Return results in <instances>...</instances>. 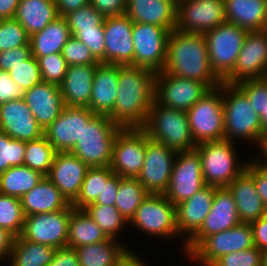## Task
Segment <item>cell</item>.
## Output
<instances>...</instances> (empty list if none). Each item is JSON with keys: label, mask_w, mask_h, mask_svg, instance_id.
<instances>
[{"label": "cell", "mask_w": 267, "mask_h": 266, "mask_svg": "<svg viewBox=\"0 0 267 266\" xmlns=\"http://www.w3.org/2000/svg\"><path fill=\"white\" fill-rule=\"evenodd\" d=\"M71 36L66 18L59 16L43 30L30 36L31 55L34 57H44L61 53Z\"/></svg>", "instance_id": "1f68e13d"}, {"label": "cell", "mask_w": 267, "mask_h": 266, "mask_svg": "<svg viewBox=\"0 0 267 266\" xmlns=\"http://www.w3.org/2000/svg\"><path fill=\"white\" fill-rule=\"evenodd\" d=\"M62 56L66 60L68 66L70 65H98L100 62L93 56L91 50L79 41L75 36H71L70 39L64 45Z\"/></svg>", "instance_id": "681fc988"}, {"label": "cell", "mask_w": 267, "mask_h": 266, "mask_svg": "<svg viewBox=\"0 0 267 266\" xmlns=\"http://www.w3.org/2000/svg\"><path fill=\"white\" fill-rule=\"evenodd\" d=\"M170 31L152 24L133 22L134 61L130 66L162 72L167 60V39Z\"/></svg>", "instance_id": "9c48e42d"}, {"label": "cell", "mask_w": 267, "mask_h": 266, "mask_svg": "<svg viewBox=\"0 0 267 266\" xmlns=\"http://www.w3.org/2000/svg\"><path fill=\"white\" fill-rule=\"evenodd\" d=\"M59 16L67 14L90 4V0H54Z\"/></svg>", "instance_id": "94428289"}, {"label": "cell", "mask_w": 267, "mask_h": 266, "mask_svg": "<svg viewBox=\"0 0 267 266\" xmlns=\"http://www.w3.org/2000/svg\"><path fill=\"white\" fill-rule=\"evenodd\" d=\"M205 186L198 152H177L170 183L164 195L176 206Z\"/></svg>", "instance_id": "e0dca14e"}, {"label": "cell", "mask_w": 267, "mask_h": 266, "mask_svg": "<svg viewBox=\"0 0 267 266\" xmlns=\"http://www.w3.org/2000/svg\"><path fill=\"white\" fill-rule=\"evenodd\" d=\"M264 31L267 33V23H266V26H265V30Z\"/></svg>", "instance_id": "8c879c8a"}, {"label": "cell", "mask_w": 267, "mask_h": 266, "mask_svg": "<svg viewBox=\"0 0 267 266\" xmlns=\"http://www.w3.org/2000/svg\"><path fill=\"white\" fill-rule=\"evenodd\" d=\"M55 154L54 147L45 136L37 140L27 141L24 165L47 176L53 164Z\"/></svg>", "instance_id": "ab89813d"}, {"label": "cell", "mask_w": 267, "mask_h": 266, "mask_svg": "<svg viewBox=\"0 0 267 266\" xmlns=\"http://www.w3.org/2000/svg\"><path fill=\"white\" fill-rule=\"evenodd\" d=\"M227 188L234 198L241 222L251 223L266 215V208L256 191L254 180L246 171L236 177Z\"/></svg>", "instance_id": "f1b7e54d"}, {"label": "cell", "mask_w": 267, "mask_h": 266, "mask_svg": "<svg viewBox=\"0 0 267 266\" xmlns=\"http://www.w3.org/2000/svg\"><path fill=\"white\" fill-rule=\"evenodd\" d=\"M44 175L26 165L10 167L0 173V193L19 199L35 187Z\"/></svg>", "instance_id": "8d00e7d4"}, {"label": "cell", "mask_w": 267, "mask_h": 266, "mask_svg": "<svg viewBox=\"0 0 267 266\" xmlns=\"http://www.w3.org/2000/svg\"><path fill=\"white\" fill-rule=\"evenodd\" d=\"M177 4L173 0H127L126 15L137 23L176 28Z\"/></svg>", "instance_id": "4316f807"}, {"label": "cell", "mask_w": 267, "mask_h": 266, "mask_svg": "<svg viewBox=\"0 0 267 266\" xmlns=\"http://www.w3.org/2000/svg\"><path fill=\"white\" fill-rule=\"evenodd\" d=\"M245 171L253 178L256 191L267 209V172L256 162H247Z\"/></svg>", "instance_id": "db71d44e"}, {"label": "cell", "mask_w": 267, "mask_h": 266, "mask_svg": "<svg viewBox=\"0 0 267 266\" xmlns=\"http://www.w3.org/2000/svg\"><path fill=\"white\" fill-rule=\"evenodd\" d=\"M119 187V176L117 174H113L108 180L106 185L94 204L96 205H107V206H114L115 201L117 199Z\"/></svg>", "instance_id": "6f0895ef"}, {"label": "cell", "mask_w": 267, "mask_h": 266, "mask_svg": "<svg viewBox=\"0 0 267 266\" xmlns=\"http://www.w3.org/2000/svg\"><path fill=\"white\" fill-rule=\"evenodd\" d=\"M38 60L42 81L60 86L64 80L68 65L61 53L44 57H35Z\"/></svg>", "instance_id": "7dc6e473"}, {"label": "cell", "mask_w": 267, "mask_h": 266, "mask_svg": "<svg viewBox=\"0 0 267 266\" xmlns=\"http://www.w3.org/2000/svg\"><path fill=\"white\" fill-rule=\"evenodd\" d=\"M24 91L12 81L9 72L0 70V104L23 99Z\"/></svg>", "instance_id": "11a10c76"}, {"label": "cell", "mask_w": 267, "mask_h": 266, "mask_svg": "<svg viewBox=\"0 0 267 266\" xmlns=\"http://www.w3.org/2000/svg\"><path fill=\"white\" fill-rule=\"evenodd\" d=\"M195 150L201 160L205 185L227 187L246 169L247 163H237L233 142L229 140L202 142L196 145Z\"/></svg>", "instance_id": "8992f818"}, {"label": "cell", "mask_w": 267, "mask_h": 266, "mask_svg": "<svg viewBox=\"0 0 267 266\" xmlns=\"http://www.w3.org/2000/svg\"><path fill=\"white\" fill-rule=\"evenodd\" d=\"M261 266H267V252H265L263 255Z\"/></svg>", "instance_id": "a7ac6f4b"}, {"label": "cell", "mask_w": 267, "mask_h": 266, "mask_svg": "<svg viewBox=\"0 0 267 266\" xmlns=\"http://www.w3.org/2000/svg\"><path fill=\"white\" fill-rule=\"evenodd\" d=\"M59 17L54 0H20L14 18L31 36Z\"/></svg>", "instance_id": "d6a6232c"}, {"label": "cell", "mask_w": 267, "mask_h": 266, "mask_svg": "<svg viewBox=\"0 0 267 266\" xmlns=\"http://www.w3.org/2000/svg\"><path fill=\"white\" fill-rule=\"evenodd\" d=\"M96 66L97 65L68 66L64 80L60 85L65 106H89Z\"/></svg>", "instance_id": "83f0119b"}, {"label": "cell", "mask_w": 267, "mask_h": 266, "mask_svg": "<svg viewBox=\"0 0 267 266\" xmlns=\"http://www.w3.org/2000/svg\"><path fill=\"white\" fill-rule=\"evenodd\" d=\"M20 0H0V18H14Z\"/></svg>", "instance_id": "be15d7a7"}, {"label": "cell", "mask_w": 267, "mask_h": 266, "mask_svg": "<svg viewBox=\"0 0 267 266\" xmlns=\"http://www.w3.org/2000/svg\"><path fill=\"white\" fill-rule=\"evenodd\" d=\"M12 81L23 91L34 87L42 81L38 60L30 55L9 71Z\"/></svg>", "instance_id": "bcb514c9"}, {"label": "cell", "mask_w": 267, "mask_h": 266, "mask_svg": "<svg viewBox=\"0 0 267 266\" xmlns=\"http://www.w3.org/2000/svg\"><path fill=\"white\" fill-rule=\"evenodd\" d=\"M226 22L248 31L265 30L267 0H224Z\"/></svg>", "instance_id": "4dcf8cb0"}, {"label": "cell", "mask_w": 267, "mask_h": 266, "mask_svg": "<svg viewBox=\"0 0 267 266\" xmlns=\"http://www.w3.org/2000/svg\"><path fill=\"white\" fill-rule=\"evenodd\" d=\"M14 238L6 229L0 227V260L3 257L9 258Z\"/></svg>", "instance_id": "6125c7cd"}, {"label": "cell", "mask_w": 267, "mask_h": 266, "mask_svg": "<svg viewBox=\"0 0 267 266\" xmlns=\"http://www.w3.org/2000/svg\"><path fill=\"white\" fill-rule=\"evenodd\" d=\"M259 117L262 126V145H263L265 137L267 136V108Z\"/></svg>", "instance_id": "03108f58"}, {"label": "cell", "mask_w": 267, "mask_h": 266, "mask_svg": "<svg viewBox=\"0 0 267 266\" xmlns=\"http://www.w3.org/2000/svg\"><path fill=\"white\" fill-rule=\"evenodd\" d=\"M264 252L252 247L231 252L216 259L210 266H261Z\"/></svg>", "instance_id": "f907efd6"}, {"label": "cell", "mask_w": 267, "mask_h": 266, "mask_svg": "<svg viewBox=\"0 0 267 266\" xmlns=\"http://www.w3.org/2000/svg\"><path fill=\"white\" fill-rule=\"evenodd\" d=\"M80 266H116L129 251L115 239L75 248Z\"/></svg>", "instance_id": "836d02e7"}, {"label": "cell", "mask_w": 267, "mask_h": 266, "mask_svg": "<svg viewBox=\"0 0 267 266\" xmlns=\"http://www.w3.org/2000/svg\"><path fill=\"white\" fill-rule=\"evenodd\" d=\"M123 129L109 116L94 115L83 126L80 140L70 151L89 167L110 166L113 145L118 133Z\"/></svg>", "instance_id": "5b68a950"}, {"label": "cell", "mask_w": 267, "mask_h": 266, "mask_svg": "<svg viewBox=\"0 0 267 266\" xmlns=\"http://www.w3.org/2000/svg\"><path fill=\"white\" fill-rule=\"evenodd\" d=\"M95 114L88 107L65 106L57 119L44 131L56 152H70L80 140L83 126Z\"/></svg>", "instance_id": "ffe728a7"}, {"label": "cell", "mask_w": 267, "mask_h": 266, "mask_svg": "<svg viewBox=\"0 0 267 266\" xmlns=\"http://www.w3.org/2000/svg\"><path fill=\"white\" fill-rule=\"evenodd\" d=\"M145 151L146 132L142 128H123L113 145L110 169L120 177L137 178Z\"/></svg>", "instance_id": "9a60e30c"}, {"label": "cell", "mask_w": 267, "mask_h": 266, "mask_svg": "<svg viewBox=\"0 0 267 266\" xmlns=\"http://www.w3.org/2000/svg\"><path fill=\"white\" fill-rule=\"evenodd\" d=\"M247 33L230 22L204 33L211 68L221 81L233 70Z\"/></svg>", "instance_id": "52a82bcc"}, {"label": "cell", "mask_w": 267, "mask_h": 266, "mask_svg": "<svg viewBox=\"0 0 267 266\" xmlns=\"http://www.w3.org/2000/svg\"><path fill=\"white\" fill-rule=\"evenodd\" d=\"M267 77V33L248 31L236 64L231 73L222 81L236 85L244 80Z\"/></svg>", "instance_id": "5bb4252c"}, {"label": "cell", "mask_w": 267, "mask_h": 266, "mask_svg": "<svg viewBox=\"0 0 267 266\" xmlns=\"http://www.w3.org/2000/svg\"><path fill=\"white\" fill-rule=\"evenodd\" d=\"M211 88L202 82L158 72L154 100L163 106L187 112Z\"/></svg>", "instance_id": "8fae6325"}, {"label": "cell", "mask_w": 267, "mask_h": 266, "mask_svg": "<svg viewBox=\"0 0 267 266\" xmlns=\"http://www.w3.org/2000/svg\"><path fill=\"white\" fill-rule=\"evenodd\" d=\"M65 18L72 36L82 30H104L105 17L91 4L67 14Z\"/></svg>", "instance_id": "7bdbcfd3"}, {"label": "cell", "mask_w": 267, "mask_h": 266, "mask_svg": "<svg viewBox=\"0 0 267 266\" xmlns=\"http://www.w3.org/2000/svg\"><path fill=\"white\" fill-rule=\"evenodd\" d=\"M0 130L11 138L24 142L44 136L43 129L38 125L24 99L0 104Z\"/></svg>", "instance_id": "603a6c76"}, {"label": "cell", "mask_w": 267, "mask_h": 266, "mask_svg": "<svg viewBox=\"0 0 267 266\" xmlns=\"http://www.w3.org/2000/svg\"><path fill=\"white\" fill-rule=\"evenodd\" d=\"M225 22L224 0H184L177 4V30L204 34Z\"/></svg>", "instance_id": "ac0fdd59"}, {"label": "cell", "mask_w": 267, "mask_h": 266, "mask_svg": "<svg viewBox=\"0 0 267 266\" xmlns=\"http://www.w3.org/2000/svg\"><path fill=\"white\" fill-rule=\"evenodd\" d=\"M142 129L156 142L166 145L175 152L194 150L187 113L158 104L155 100Z\"/></svg>", "instance_id": "3957f363"}, {"label": "cell", "mask_w": 267, "mask_h": 266, "mask_svg": "<svg viewBox=\"0 0 267 266\" xmlns=\"http://www.w3.org/2000/svg\"><path fill=\"white\" fill-rule=\"evenodd\" d=\"M23 99L43 131L57 119L65 107L60 86L44 81L25 90Z\"/></svg>", "instance_id": "cb8c5ba5"}, {"label": "cell", "mask_w": 267, "mask_h": 266, "mask_svg": "<svg viewBox=\"0 0 267 266\" xmlns=\"http://www.w3.org/2000/svg\"><path fill=\"white\" fill-rule=\"evenodd\" d=\"M119 65L99 63L93 77L88 108L95 115L110 116L118 93Z\"/></svg>", "instance_id": "484cf974"}, {"label": "cell", "mask_w": 267, "mask_h": 266, "mask_svg": "<svg viewBox=\"0 0 267 266\" xmlns=\"http://www.w3.org/2000/svg\"><path fill=\"white\" fill-rule=\"evenodd\" d=\"M31 55L30 45L0 51V70L9 72Z\"/></svg>", "instance_id": "f5cc1de1"}, {"label": "cell", "mask_w": 267, "mask_h": 266, "mask_svg": "<svg viewBox=\"0 0 267 266\" xmlns=\"http://www.w3.org/2000/svg\"><path fill=\"white\" fill-rule=\"evenodd\" d=\"M26 142L13 139L0 130V173L24 165Z\"/></svg>", "instance_id": "ee69618b"}, {"label": "cell", "mask_w": 267, "mask_h": 266, "mask_svg": "<svg viewBox=\"0 0 267 266\" xmlns=\"http://www.w3.org/2000/svg\"><path fill=\"white\" fill-rule=\"evenodd\" d=\"M129 223L158 237H174L178 234L176 206L164 194L149 193Z\"/></svg>", "instance_id": "4fadbf2b"}, {"label": "cell", "mask_w": 267, "mask_h": 266, "mask_svg": "<svg viewBox=\"0 0 267 266\" xmlns=\"http://www.w3.org/2000/svg\"><path fill=\"white\" fill-rule=\"evenodd\" d=\"M108 237L83 209H73L69 220L67 246H79L100 243Z\"/></svg>", "instance_id": "d590c367"}, {"label": "cell", "mask_w": 267, "mask_h": 266, "mask_svg": "<svg viewBox=\"0 0 267 266\" xmlns=\"http://www.w3.org/2000/svg\"><path fill=\"white\" fill-rule=\"evenodd\" d=\"M133 21L126 15L104 19L105 63L131 65L134 61Z\"/></svg>", "instance_id": "44dd1931"}, {"label": "cell", "mask_w": 267, "mask_h": 266, "mask_svg": "<svg viewBox=\"0 0 267 266\" xmlns=\"http://www.w3.org/2000/svg\"><path fill=\"white\" fill-rule=\"evenodd\" d=\"M254 247L250 223L241 222L229 230L206 237L188 256L204 266H210L219 257Z\"/></svg>", "instance_id": "30bf717a"}, {"label": "cell", "mask_w": 267, "mask_h": 266, "mask_svg": "<svg viewBox=\"0 0 267 266\" xmlns=\"http://www.w3.org/2000/svg\"><path fill=\"white\" fill-rule=\"evenodd\" d=\"M149 192L139 183L137 178L120 177L117 199L114 206L130 222L136 210L148 196Z\"/></svg>", "instance_id": "74e56055"}, {"label": "cell", "mask_w": 267, "mask_h": 266, "mask_svg": "<svg viewBox=\"0 0 267 266\" xmlns=\"http://www.w3.org/2000/svg\"><path fill=\"white\" fill-rule=\"evenodd\" d=\"M83 210L102 229L108 238L116 239L117 233L126 224L125 218L115 206L96 205L91 203Z\"/></svg>", "instance_id": "60d3db41"}, {"label": "cell", "mask_w": 267, "mask_h": 266, "mask_svg": "<svg viewBox=\"0 0 267 266\" xmlns=\"http://www.w3.org/2000/svg\"><path fill=\"white\" fill-rule=\"evenodd\" d=\"M177 152L151 140L146 134V151L143 167L137 179L151 194H164L169 186Z\"/></svg>", "instance_id": "2e32d148"}, {"label": "cell", "mask_w": 267, "mask_h": 266, "mask_svg": "<svg viewBox=\"0 0 267 266\" xmlns=\"http://www.w3.org/2000/svg\"><path fill=\"white\" fill-rule=\"evenodd\" d=\"M155 75L142 67L119 65L118 93L109 116L123 128H142L154 101Z\"/></svg>", "instance_id": "6da1fadb"}, {"label": "cell", "mask_w": 267, "mask_h": 266, "mask_svg": "<svg viewBox=\"0 0 267 266\" xmlns=\"http://www.w3.org/2000/svg\"><path fill=\"white\" fill-rule=\"evenodd\" d=\"M162 72L205 83L211 89L222 84L211 68L205 36L201 33L172 30L167 39V60Z\"/></svg>", "instance_id": "7a4b0ae2"}, {"label": "cell", "mask_w": 267, "mask_h": 266, "mask_svg": "<svg viewBox=\"0 0 267 266\" xmlns=\"http://www.w3.org/2000/svg\"><path fill=\"white\" fill-rule=\"evenodd\" d=\"M114 174L110 166L90 167L82 183L79 195L71 204L74 209H83L94 203L102 192L107 180Z\"/></svg>", "instance_id": "f35d334b"}, {"label": "cell", "mask_w": 267, "mask_h": 266, "mask_svg": "<svg viewBox=\"0 0 267 266\" xmlns=\"http://www.w3.org/2000/svg\"><path fill=\"white\" fill-rule=\"evenodd\" d=\"M215 187L205 185L190 199L176 205V228L178 234L186 233L189 240L202 226L210 212Z\"/></svg>", "instance_id": "d4e9b609"}, {"label": "cell", "mask_w": 267, "mask_h": 266, "mask_svg": "<svg viewBox=\"0 0 267 266\" xmlns=\"http://www.w3.org/2000/svg\"><path fill=\"white\" fill-rule=\"evenodd\" d=\"M73 36L85 44L100 63H105L104 30H82Z\"/></svg>", "instance_id": "816d5d0a"}, {"label": "cell", "mask_w": 267, "mask_h": 266, "mask_svg": "<svg viewBox=\"0 0 267 266\" xmlns=\"http://www.w3.org/2000/svg\"><path fill=\"white\" fill-rule=\"evenodd\" d=\"M25 216L39 213H51L66 209L70 203L46 177L21 197Z\"/></svg>", "instance_id": "f546056e"}, {"label": "cell", "mask_w": 267, "mask_h": 266, "mask_svg": "<svg viewBox=\"0 0 267 266\" xmlns=\"http://www.w3.org/2000/svg\"><path fill=\"white\" fill-rule=\"evenodd\" d=\"M176 4H178L179 2H182L184 0H173Z\"/></svg>", "instance_id": "2644e50d"}, {"label": "cell", "mask_w": 267, "mask_h": 266, "mask_svg": "<svg viewBox=\"0 0 267 266\" xmlns=\"http://www.w3.org/2000/svg\"><path fill=\"white\" fill-rule=\"evenodd\" d=\"M260 151L263 153V156H261V157H264L263 160L264 159L266 160L263 162H267V136L265 137L264 143H263Z\"/></svg>", "instance_id": "003e7915"}, {"label": "cell", "mask_w": 267, "mask_h": 266, "mask_svg": "<svg viewBox=\"0 0 267 266\" xmlns=\"http://www.w3.org/2000/svg\"><path fill=\"white\" fill-rule=\"evenodd\" d=\"M90 4L104 17L126 13L127 0H90Z\"/></svg>", "instance_id": "9f6ffc18"}, {"label": "cell", "mask_w": 267, "mask_h": 266, "mask_svg": "<svg viewBox=\"0 0 267 266\" xmlns=\"http://www.w3.org/2000/svg\"><path fill=\"white\" fill-rule=\"evenodd\" d=\"M135 255V252L128 251L116 266H146L143 261H141L140 258L138 259V256Z\"/></svg>", "instance_id": "e7e4bbea"}, {"label": "cell", "mask_w": 267, "mask_h": 266, "mask_svg": "<svg viewBox=\"0 0 267 266\" xmlns=\"http://www.w3.org/2000/svg\"><path fill=\"white\" fill-rule=\"evenodd\" d=\"M47 266H80L75 248L66 246L56 249L52 262Z\"/></svg>", "instance_id": "680465c9"}, {"label": "cell", "mask_w": 267, "mask_h": 266, "mask_svg": "<svg viewBox=\"0 0 267 266\" xmlns=\"http://www.w3.org/2000/svg\"><path fill=\"white\" fill-rule=\"evenodd\" d=\"M253 230L254 246L264 253L267 252V216L250 223Z\"/></svg>", "instance_id": "91938a15"}, {"label": "cell", "mask_w": 267, "mask_h": 266, "mask_svg": "<svg viewBox=\"0 0 267 266\" xmlns=\"http://www.w3.org/2000/svg\"><path fill=\"white\" fill-rule=\"evenodd\" d=\"M221 93L222 84L211 89L186 112L196 145L224 139V109Z\"/></svg>", "instance_id": "ba28073f"}, {"label": "cell", "mask_w": 267, "mask_h": 266, "mask_svg": "<svg viewBox=\"0 0 267 266\" xmlns=\"http://www.w3.org/2000/svg\"><path fill=\"white\" fill-rule=\"evenodd\" d=\"M256 162L267 172V162H264V163H261L260 161H256Z\"/></svg>", "instance_id": "89a4df30"}, {"label": "cell", "mask_w": 267, "mask_h": 266, "mask_svg": "<svg viewBox=\"0 0 267 266\" xmlns=\"http://www.w3.org/2000/svg\"><path fill=\"white\" fill-rule=\"evenodd\" d=\"M25 215L21 200L14 196L0 193V227L6 229L14 237L22 234Z\"/></svg>", "instance_id": "b9f144b4"}, {"label": "cell", "mask_w": 267, "mask_h": 266, "mask_svg": "<svg viewBox=\"0 0 267 266\" xmlns=\"http://www.w3.org/2000/svg\"><path fill=\"white\" fill-rule=\"evenodd\" d=\"M90 167L70 152H56L49 174L46 176L72 204L79 195Z\"/></svg>", "instance_id": "7402d4cb"}, {"label": "cell", "mask_w": 267, "mask_h": 266, "mask_svg": "<svg viewBox=\"0 0 267 266\" xmlns=\"http://www.w3.org/2000/svg\"><path fill=\"white\" fill-rule=\"evenodd\" d=\"M237 206L227 187L216 188L212 207L201 228L184 243L189 255L206 237L240 224Z\"/></svg>", "instance_id": "d6986e66"}, {"label": "cell", "mask_w": 267, "mask_h": 266, "mask_svg": "<svg viewBox=\"0 0 267 266\" xmlns=\"http://www.w3.org/2000/svg\"><path fill=\"white\" fill-rule=\"evenodd\" d=\"M236 86L246 95L260 116L267 108V77L244 80Z\"/></svg>", "instance_id": "c3c4849f"}, {"label": "cell", "mask_w": 267, "mask_h": 266, "mask_svg": "<svg viewBox=\"0 0 267 266\" xmlns=\"http://www.w3.org/2000/svg\"><path fill=\"white\" fill-rule=\"evenodd\" d=\"M55 248L46 244L25 240L21 235L14 238L10 251V266H47L52 262Z\"/></svg>", "instance_id": "e575fe53"}, {"label": "cell", "mask_w": 267, "mask_h": 266, "mask_svg": "<svg viewBox=\"0 0 267 266\" xmlns=\"http://www.w3.org/2000/svg\"><path fill=\"white\" fill-rule=\"evenodd\" d=\"M222 93L224 139L231 142L234 137L253 140L260 146L258 149L262 148V126L253 104L236 85L222 83Z\"/></svg>", "instance_id": "277c9868"}, {"label": "cell", "mask_w": 267, "mask_h": 266, "mask_svg": "<svg viewBox=\"0 0 267 266\" xmlns=\"http://www.w3.org/2000/svg\"><path fill=\"white\" fill-rule=\"evenodd\" d=\"M73 206L51 213L25 216L21 236L30 242L46 244L55 249L66 247L69 220Z\"/></svg>", "instance_id": "7c38bea8"}, {"label": "cell", "mask_w": 267, "mask_h": 266, "mask_svg": "<svg viewBox=\"0 0 267 266\" xmlns=\"http://www.w3.org/2000/svg\"><path fill=\"white\" fill-rule=\"evenodd\" d=\"M30 36L15 19H3L0 23V51L30 45Z\"/></svg>", "instance_id": "f6af8a7d"}]
</instances>
